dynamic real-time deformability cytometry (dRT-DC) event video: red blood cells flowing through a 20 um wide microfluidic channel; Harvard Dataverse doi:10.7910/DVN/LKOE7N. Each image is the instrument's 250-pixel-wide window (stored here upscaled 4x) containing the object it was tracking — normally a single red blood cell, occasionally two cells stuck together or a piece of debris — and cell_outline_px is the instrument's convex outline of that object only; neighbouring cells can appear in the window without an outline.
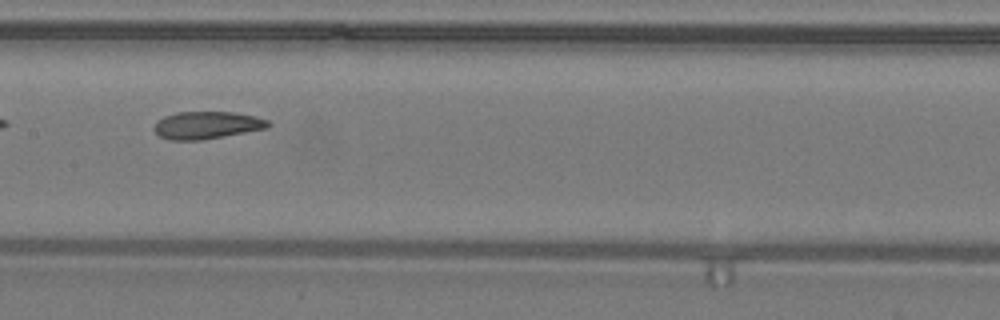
{"species": "common noctule bat (a hibernating species)", "species_latin": "Nyctalus noctula", "temperature_condition": "warm", "stored_images_in_passage": 31, "camera_frame_rate_fps": 3000, "um_per_image_px": 0.085, "animal": {"sex": "male", "body_mass_g": 19.2, "forearm_length_mm": 51.8}, "frame": {"image": 1, "passage_image": 10, "time_ms": 3.0, "image_size_px": [1000, 320], "cell_outline_px": [[272, 124], [268, 128], [200, 140], [168, 140], [160, 136], [156, 132], [156, 120], [164, 116], [176, 112], [236, 112], [256, 116], [268, 120]], "centroid_in_image_um": [17.61, 10.63], "position_along_channel_um": 189.8, "area_um2": 18.21}}
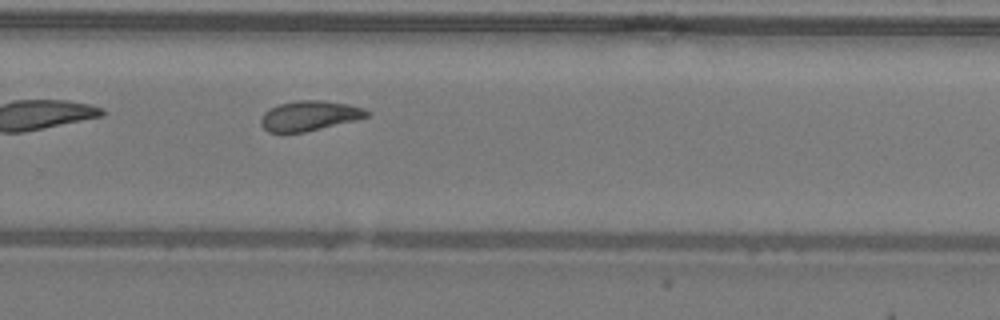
{"frame": {"image": 2, "passage_image": 18, "time_ms": 5.667, "image_size_px": [1000, 320], "cell_outline_px": [[372, 112], [368, 116], [356, 120], [304, 132], [268, 132], [260, 124], [260, 120], [264, 112], [268, 108], [280, 104], [300, 100], [324, 100], [348, 104], [364, 108]], "centroid_in_image_um": [26.31, 9.83], "position_along_channel_um": 303.5, "area_um2": 18.5}, "authors_computed_cell_mechanics": {"area_um2": 18.6116, "velocity_mm_per_s": 4.2881, "shape_relaxation_time_tau1_ms": null, "shape_relaxation_time_tau2_ms": 2.874, "deformation_change_tau1": null, "deformation_change_tau2": 0.1016}}